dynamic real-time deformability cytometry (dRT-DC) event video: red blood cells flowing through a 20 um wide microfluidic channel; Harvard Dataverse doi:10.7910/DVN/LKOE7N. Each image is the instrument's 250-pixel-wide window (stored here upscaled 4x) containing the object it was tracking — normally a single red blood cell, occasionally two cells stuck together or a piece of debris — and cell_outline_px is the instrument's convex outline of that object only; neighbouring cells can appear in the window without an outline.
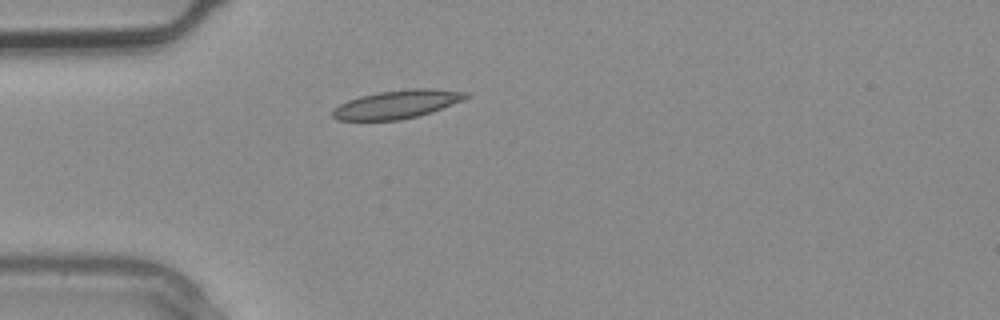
{"species": "common noctule bat (a hibernating species)", "species_latin": "Nyctalus noctula", "temperature_condition": "warm", "stored_images_in_passage": 2, "camera_frame_rate_fps": 3000, "um_per_image_px": 0.085, "animal": {"sex": "male", "body_mass_g": 20.4}, "frame": {"image": 1, "passage_image": 2, "time_ms": 0.333, "image_size_px": [1000, 320], "cell_outline_px": [[472, 96], [464, 100], [420, 116], [400, 120], [336, 120], [332, 116], [332, 108], [348, 100], [360, 96], [380, 92], [408, 88], [432, 88], [468, 92]], "centroid_in_image_um": [33.78, 8.86], "position_along_channel_um": 51.2, "area_um2": 22.25}}